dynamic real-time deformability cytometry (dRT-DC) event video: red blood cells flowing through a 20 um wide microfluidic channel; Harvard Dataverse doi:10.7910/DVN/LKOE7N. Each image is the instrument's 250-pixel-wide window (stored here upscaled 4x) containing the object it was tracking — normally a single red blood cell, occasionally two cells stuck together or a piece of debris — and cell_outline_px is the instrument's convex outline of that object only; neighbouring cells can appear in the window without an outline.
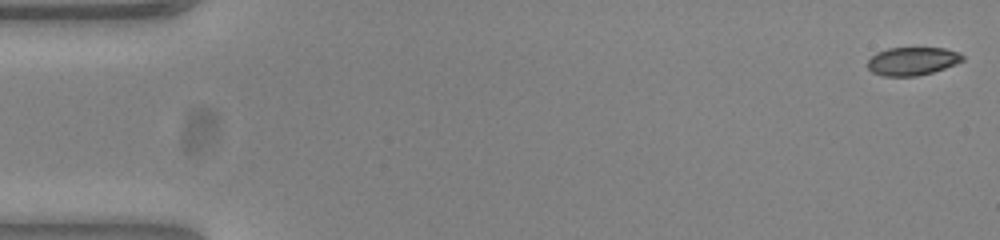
{"species": "common noctule bat (a hibernating species)", "species_latin": "Nyctalus noctula", "temperature_condition": "warm", "stored_images_in_passage": 53, "camera_frame_rate_fps": 3000, "um_per_image_px": 0.085, "animal": {"sex": "female", "body_mass_g": 23.0, "forearm_length_mm": 53.4}, "frame": {"image": 1, "passage_image": 1, "time_ms": 0.0, "image_size_px": [1000, 240], "cell_outline_px": [[964, 60], [956, 64], [932, 72], [916, 76], [884, 76], [872, 72], [868, 68], [868, 60], [876, 52], [888, 48], [944, 48], [960, 52], [964, 56]], "centroid_in_image_um": [77.56, 5.19], "position_along_channel_um": 7.4, "area_um2": 15.61}}
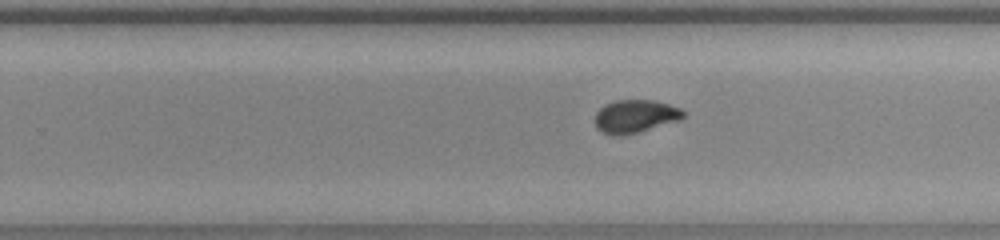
{"frame": {"image": 2, "passage_image": 33, "time_ms": 10.667, "image_size_px": [1000, 240], "cell_outline_px": [[684, 116], [680, 120], [636, 132], [620, 136], [612, 136], [600, 132], [596, 128], [596, 112], [604, 104], [616, 100], [652, 100], [668, 104], [680, 108], [684, 112]], "centroid_in_image_um": [53.96, 9.89], "position_along_channel_um": 275.8, "area_um2": 16.94}}
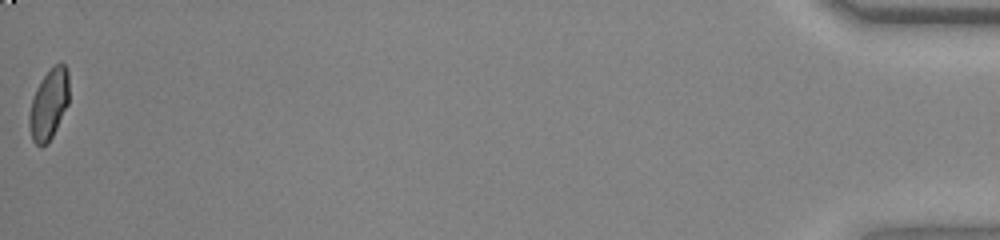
{"frame": {"image": 3, "passage_image": 53, "time_ms": 17.333, "image_size_px": [1000, 240], "cell_outline_px": [[68, 104], [48, 144], [40, 148], [32, 140], [28, 128], [28, 116], [32, 100], [36, 88], [44, 76], [60, 60], [68, 68]], "centroid_in_image_um": [4.14, 8.89], "position_along_channel_um": 431.1, "area_um2": 16.42}}